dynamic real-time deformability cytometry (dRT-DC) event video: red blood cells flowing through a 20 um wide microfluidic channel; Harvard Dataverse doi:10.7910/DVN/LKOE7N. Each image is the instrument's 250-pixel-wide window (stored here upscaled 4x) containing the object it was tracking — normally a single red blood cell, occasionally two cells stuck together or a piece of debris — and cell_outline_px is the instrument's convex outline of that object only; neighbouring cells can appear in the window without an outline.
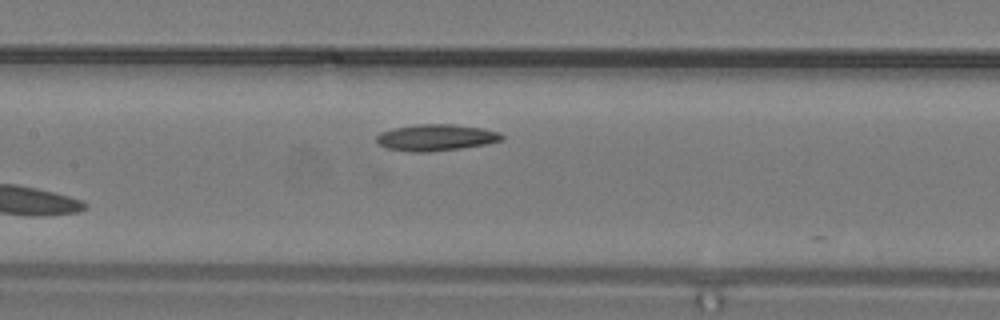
{"species": "common noctule bat (a hibernating species)", "species_latin": "Nyctalus noctula", "temperature_condition": "warm", "stored_images_in_passage": 9, "camera_frame_rate_fps": 3000, "um_per_image_px": 0.085, "animal": {"sex": "male", "body_mass_g": 19.2, "forearm_length_mm": 51.8}, "frame": {"image": 1, "passage_image": 9, "time_ms": 2.667, "image_size_px": [1000, 320], "cell_outline_px": [[504, 140], [484, 144], [460, 148], [428, 152], [412, 152], [388, 148], [380, 144], [376, 140], [376, 136], [380, 132], [392, 128], [416, 124], [452, 124], [484, 128], [500, 132], [504, 136]], "centroid_in_image_um": [37.07, 11.68], "position_along_channel_um": 170.3, "area_um2": 19.36}}